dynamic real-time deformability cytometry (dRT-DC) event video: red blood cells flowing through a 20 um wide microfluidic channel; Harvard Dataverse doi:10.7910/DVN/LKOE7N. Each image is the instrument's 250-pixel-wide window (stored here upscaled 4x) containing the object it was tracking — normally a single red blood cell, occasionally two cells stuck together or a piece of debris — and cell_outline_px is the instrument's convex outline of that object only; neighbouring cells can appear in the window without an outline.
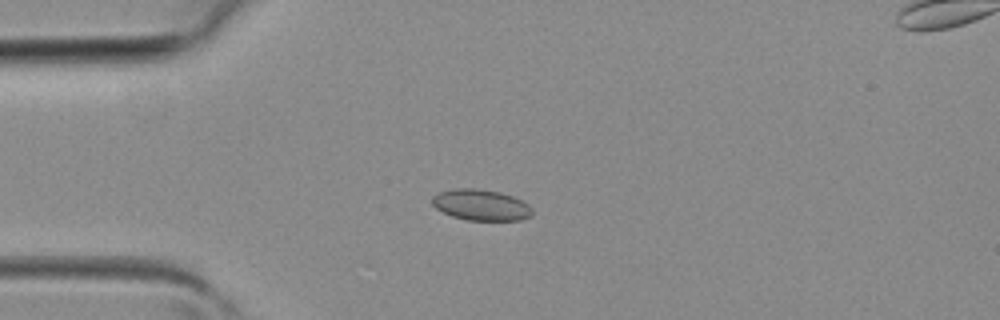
{"species": "common noctule bat (a hibernating species)", "species_latin": "Nyctalus noctula", "temperature_condition": "room temperature", "stored_images_in_passage": 4, "camera_frame_rate_fps": 3000, "um_per_image_px": 0.085, "animal": {"sex": "female", "body_mass_g": 19.3, "forearm_length_mm": 54.1}, "frame": {"image": 1, "passage_image": 3, "time_ms": 0.667, "image_size_px": [1000, 320], "cell_outline_px": [[532, 216], [520, 220], [468, 220], [452, 216], [436, 208], [432, 204], [432, 196], [440, 192], [452, 188], [476, 188], [500, 192], [512, 196], [528, 204], [532, 208]], "centroid_in_image_um": [40.88, 17.41], "position_along_channel_um": 44.1, "area_um2": 18.09}}